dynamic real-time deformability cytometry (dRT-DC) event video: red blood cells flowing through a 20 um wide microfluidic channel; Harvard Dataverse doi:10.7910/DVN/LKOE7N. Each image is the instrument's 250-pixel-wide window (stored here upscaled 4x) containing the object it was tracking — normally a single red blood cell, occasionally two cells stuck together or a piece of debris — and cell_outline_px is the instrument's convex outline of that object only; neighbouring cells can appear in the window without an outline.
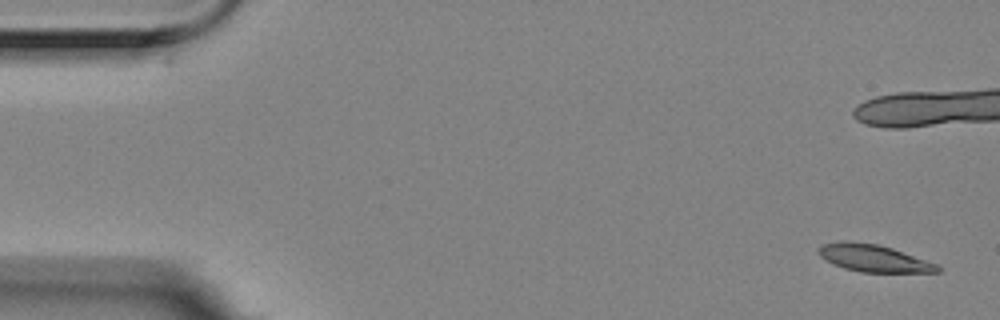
{"species": "Egyptian fruit bat (a non-hibernating species)", "species_latin": "Rousettus aegyptiacus", "temperature_condition": "room temperature", "stored_images_in_passage": 6, "camera_frame_rate_fps": 3000, "um_per_image_px": 0.085, "animal": {"sex": "female"}, "frame": {"image": 1, "passage_image": 1, "time_ms": 0.0, "image_size_px": [1000, 320], "cell_outline_px": [[940, 272], [860, 272], [844, 268], [832, 264], [820, 256], [816, 252], [824, 244], [840, 240], [844, 240], [880, 244], [940, 264]], "centroid_in_image_um": [74.27, 21.94], "position_along_channel_um": 10.7, "area_um2": 19.07}}